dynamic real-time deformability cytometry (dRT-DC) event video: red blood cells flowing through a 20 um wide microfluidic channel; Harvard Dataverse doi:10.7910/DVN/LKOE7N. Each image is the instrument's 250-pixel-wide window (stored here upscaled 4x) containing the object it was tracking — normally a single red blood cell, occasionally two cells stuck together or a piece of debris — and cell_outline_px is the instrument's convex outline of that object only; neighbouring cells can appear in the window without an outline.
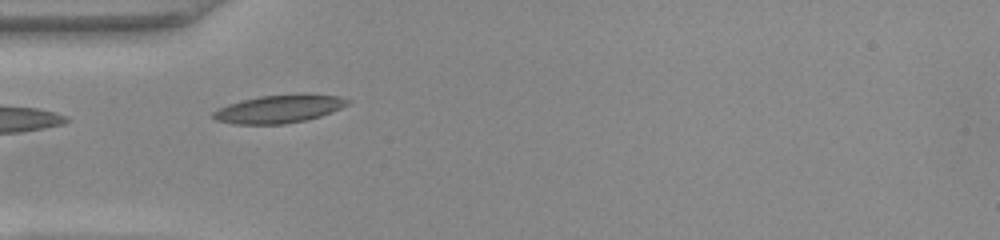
{"species": "common noctule bat (a hibernating species)", "species_latin": "Nyctalus noctula", "temperature_condition": "warm", "stored_images_in_passage": 32, "camera_frame_rate_fps": 3000, "um_per_image_px": 0.085, "animal": {"sex": "female", "body_mass_g": 22.0, "forearm_length_mm": 56.7}, "frame": {"image": 1, "passage_image": 1, "time_ms": 0.0, "image_size_px": [1000, 240], "cell_outline_px": [[352, 100], [348, 104], [332, 112], [320, 116], [304, 120], [284, 124], [236, 124], [216, 120], [212, 116], [212, 112], [228, 104], [240, 100], [260, 96], [340, 96]], "centroid_in_image_um": [23.67, 9.29], "position_along_channel_um": 61.3, "area_um2": 21.15}}
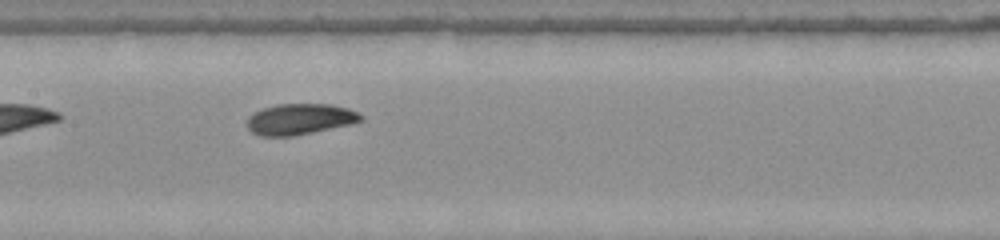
{"frame": {"image": 2, "passage_image": 10, "time_ms": 3.0, "image_size_px": [1000, 240], "cell_outline_px": [[364, 120], [352, 124], [292, 136], [260, 136], [252, 132], [248, 128], [248, 116], [264, 108], [276, 104], [332, 104], [348, 108], [364, 116]], "centroid_in_image_um": [25.52, 10.12], "position_along_channel_um": 181.9, "area_um2": 20.46}}
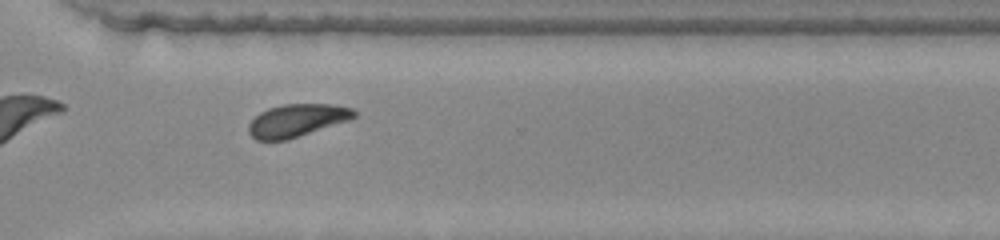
{"frame": {"image": 3, "passage_image": 22, "time_ms": 7.0, "image_size_px": [1000, 240], "cell_outline_px": [[356, 116], [348, 120], [284, 140], [256, 140], [248, 132], [248, 124], [260, 112], [268, 108], [284, 104], [332, 104], [352, 108], [356, 112]], "centroid_in_image_um": [25.2, 10.22], "position_along_channel_um": 345.4, "area_um2": 19.71}, "authors_computed_cell_mechanics": {"area_um2": 20.1433, "velocity_mm_per_s": 4.0831, "shape_relaxation_time_tau1_ms": 3.3117, "shape_relaxation_time_tau2_ms": 2.9091, "deformation_change_tau1": 0.1185, "deformation_change_tau2": 0.0808}}